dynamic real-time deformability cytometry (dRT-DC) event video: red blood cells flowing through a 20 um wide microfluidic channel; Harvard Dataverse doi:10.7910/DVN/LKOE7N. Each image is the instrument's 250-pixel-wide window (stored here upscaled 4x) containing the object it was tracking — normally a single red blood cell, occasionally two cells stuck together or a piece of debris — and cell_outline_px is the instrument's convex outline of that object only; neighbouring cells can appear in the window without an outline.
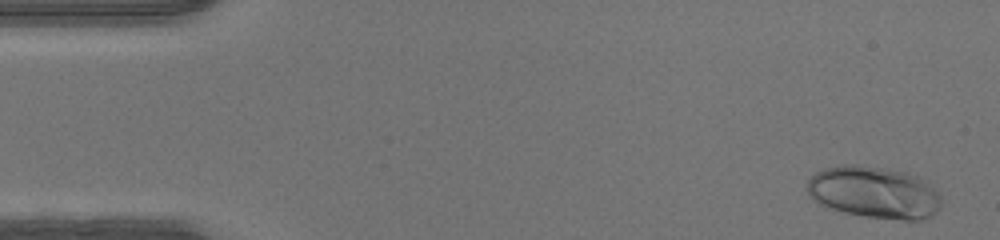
{"species": "human", "species_latin": "Homo sapiens", "temperature_condition": "warm", "stored_images_in_passage": 47, "camera_frame_rate_fps": 3000, "um_per_image_px": 0.085, "donor": {"sex": "male"}, "frame": {"image": 1, "passage_image": 2, "time_ms": 0.333, "image_size_px": [1000, 240], "cell_outline_px": [[940, 208], [936, 212], [920, 220], [904, 220], [864, 216], [844, 212], [816, 204], [808, 196], [808, 180], [816, 172], [824, 168], [844, 164], [856, 164], [884, 168], [908, 172], [924, 180], [940, 196]], "centroid_in_image_um": [74.25, 16.35], "position_along_channel_um": 10.7, "area_um2": 40.69}}
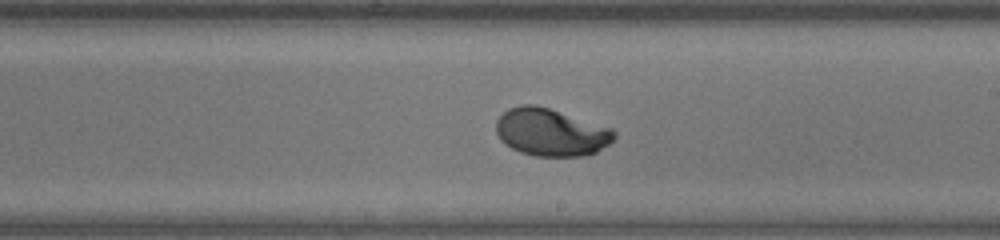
{"frame": {"image": 2, "passage_image": 27, "time_ms": 8.667, "image_size_px": [1000, 240], "cell_outline_px": [[616, 136], [608, 144], [596, 152], [584, 156], [536, 156], [520, 152], [504, 144], [500, 140], [496, 132], [496, 120], [508, 108], [524, 104], [536, 104], [612, 128], [616, 132]], "centroid_in_image_um": [46.81, 11.24], "position_along_channel_um": 242.2, "area_um2": 32.71}}
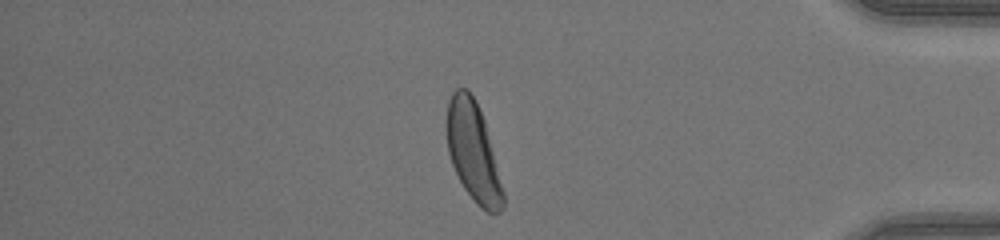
{"frame": {"image": 3, "passage_image": 40, "time_ms": 13.0, "image_size_px": [1000, 240], "cell_outline_px": [[504, 208], [500, 212], [488, 212], [480, 208], [476, 204], [464, 188], [452, 164], [448, 152], [444, 124], [448, 100], [452, 92], [456, 88], [468, 88], [476, 100], [484, 120], [504, 192]], "centroid_in_image_um": [40.18, 12.86], "position_along_channel_um": 395.0, "area_um2": 32.77}}